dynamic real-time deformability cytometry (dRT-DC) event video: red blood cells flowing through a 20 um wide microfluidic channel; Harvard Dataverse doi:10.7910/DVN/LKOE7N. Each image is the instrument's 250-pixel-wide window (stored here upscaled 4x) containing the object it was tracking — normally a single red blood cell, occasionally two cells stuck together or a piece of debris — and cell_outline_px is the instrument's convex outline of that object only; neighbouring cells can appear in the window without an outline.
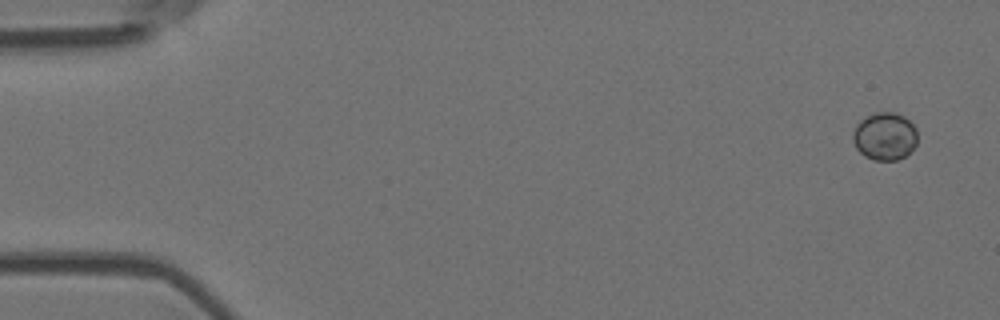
{"species": "Egyptian fruit bat (a non-hibernating species)", "species_latin": "Rousettus aegyptiacus", "temperature_condition": "room temperature", "stored_images_in_passage": 5, "camera_frame_rate_fps": 3000, "um_per_image_px": 0.085, "animal": {"sex": "female"}, "frame": {"image": 1, "passage_image": 1, "time_ms": 0.0, "image_size_px": [1000, 320], "cell_outline_px": [[916, 144], [904, 156], [896, 160], [872, 160], [864, 156], [856, 148], [852, 140], [852, 132], [856, 124], [860, 120], [876, 112], [896, 112], [904, 116], [916, 128]], "centroid_in_image_um": [75.17, 11.58], "position_along_channel_um": 9.8, "area_um2": 17.98}}
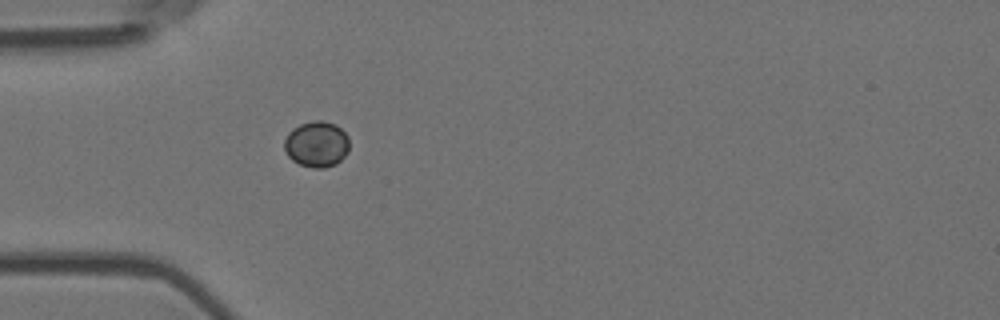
{"frame": {"image": 2, "passage_image": 5, "time_ms": 1.333, "image_size_px": [1000, 320], "cell_outline_px": [[348, 152], [336, 164], [324, 168], [312, 168], [300, 164], [292, 160], [288, 156], [284, 148], [284, 140], [288, 132], [292, 128], [300, 124], [312, 120], [320, 120], [336, 124], [348, 136]], "centroid_in_image_um": [26.9, 12.25], "position_along_channel_um": 58.1, "area_um2": 17.51}}